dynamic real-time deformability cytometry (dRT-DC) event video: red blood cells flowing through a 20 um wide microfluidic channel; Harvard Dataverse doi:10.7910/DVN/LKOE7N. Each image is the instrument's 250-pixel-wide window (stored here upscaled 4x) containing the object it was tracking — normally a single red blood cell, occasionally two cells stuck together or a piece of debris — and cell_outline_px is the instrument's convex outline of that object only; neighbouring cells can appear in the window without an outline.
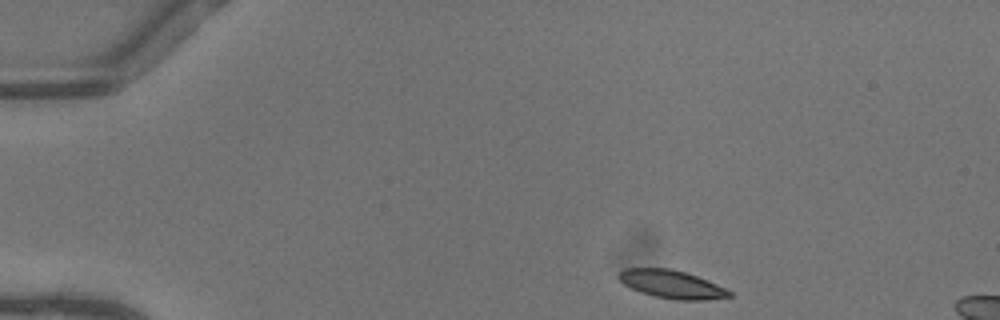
{"species": "common noctule bat (a hibernating species)", "species_latin": "Nyctalus noctula", "temperature_condition": "warm", "stored_images_in_passage": 8, "camera_frame_rate_fps": 3000, "um_per_image_px": 0.085, "animal": {"sex": "female"}, "frame": {"image": 1, "passage_image": 1, "time_ms": 0.0, "image_size_px": [1000, 320], "cell_outline_px": [[732, 296], [708, 300], [676, 300], [652, 296], [640, 292], [624, 284], [616, 276], [624, 268], [672, 268], [696, 276], [716, 284], [732, 292]], "centroid_in_image_um": [57.07, 24.17], "position_along_channel_um": 27.9, "area_um2": 18.09}}